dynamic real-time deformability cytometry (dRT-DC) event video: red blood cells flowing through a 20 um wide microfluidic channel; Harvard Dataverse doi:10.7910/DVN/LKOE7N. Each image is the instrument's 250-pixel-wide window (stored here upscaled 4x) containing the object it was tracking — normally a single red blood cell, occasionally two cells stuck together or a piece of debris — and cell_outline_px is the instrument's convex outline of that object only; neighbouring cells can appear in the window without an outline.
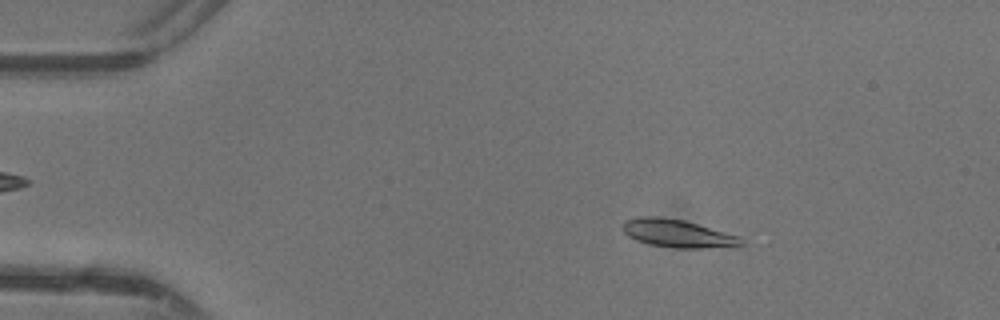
{"species": "common noctule bat (a hibernating species)", "species_latin": "Nyctalus noctula", "temperature_condition": "warm", "stored_images_in_passage": 23, "camera_frame_rate_fps": 3000, "um_per_image_px": 0.085, "animal": {"sex": "female"}, "frame": {"image": 1, "passage_image": 7, "time_ms": 2.0, "image_size_px": [1000, 320], "cell_outline_px": [[744, 244], [740, 248], [676, 248], [652, 244], [636, 240], [628, 236], [624, 232], [624, 220], [644, 216], [660, 216], [684, 220], [740, 236], [744, 240]], "centroid_in_image_um": [57.71, 19.86], "position_along_channel_um": 27.3, "area_um2": 19.54}}
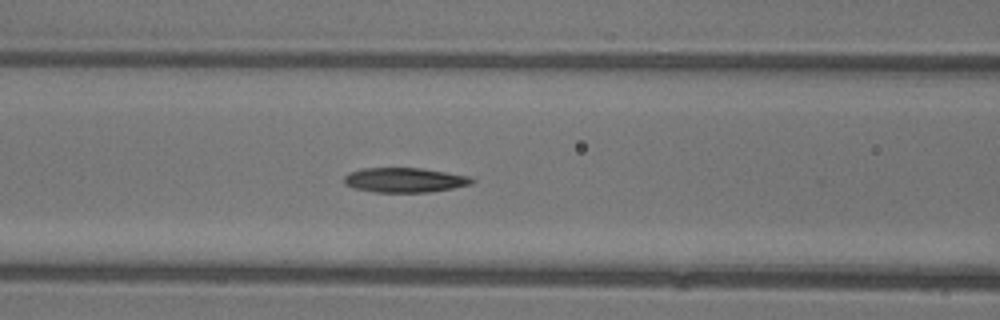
{"frame": {"image": 2, "passage_image": 19, "time_ms": 6.0, "image_size_px": [1000, 320], "cell_outline_px": [[476, 180], [472, 184], [452, 188], [428, 192], [372, 192], [352, 188], [344, 184], [344, 176], [348, 172], [364, 168], [420, 168], [472, 176]], "centroid_in_image_um": [34.39, 15.3], "position_along_channel_um": 132.2, "area_um2": 18.55}}
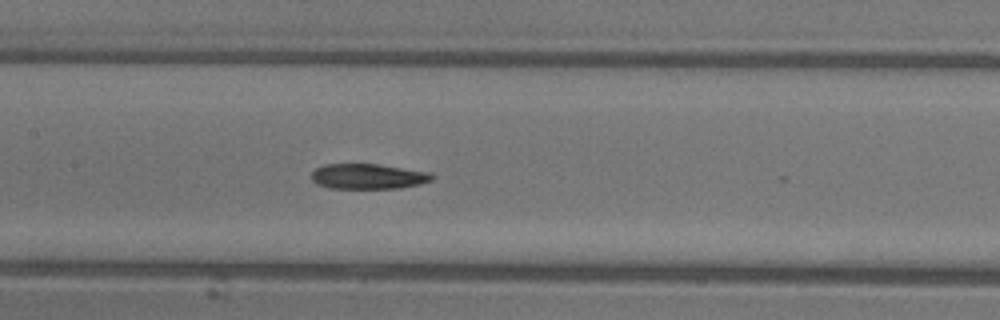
{"frame": {"image": 3, "passage_image": 22, "time_ms": 7.0, "image_size_px": [1000, 320], "cell_outline_px": [[436, 176], [432, 180], [420, 184], [400, 188], [332, 188], [316, 184], [312, 180], [312, 172], [316, 168], [324, 164], [376, 164], [432, 172]], "centroid_in_image_um": [31.32, 14.99], "position_along_channel_um": 176.1, "area_um2": 17.8}}